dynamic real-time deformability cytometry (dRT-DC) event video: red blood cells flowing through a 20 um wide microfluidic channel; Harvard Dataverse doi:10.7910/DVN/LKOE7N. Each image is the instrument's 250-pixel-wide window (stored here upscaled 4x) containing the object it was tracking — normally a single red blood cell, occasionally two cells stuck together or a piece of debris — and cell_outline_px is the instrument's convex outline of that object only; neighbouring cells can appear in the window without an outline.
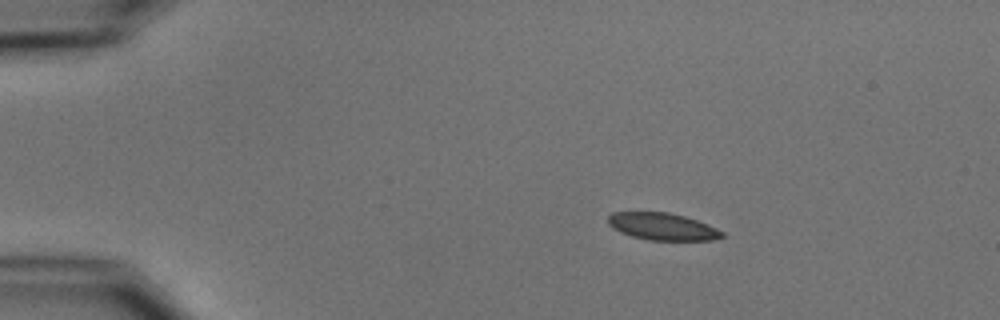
{"species": "common noctule bat (a hibernating species)", "species_latin": "Nyctalus noctula", "temperature_condition": "cold", "stored_images_in_passage": 4, "camera_frame_rate_fps": 3000, "um_per_image_px": 0.085, "animal": {"sex": "male", "body_mass_g": 15.6}, "frame": {"image": 1, "passage_image": 1, "time_ms": 0.0, "image_size_px": [1000, 320], "cell_outline_px": [[724, 236], [712, 240], [648, 240], [632, 236], [620, 232], [612, 228], [608, 224], [608, 216], [612, 212], [668, 212], [684, 216], [696, 220], [716, 228], [724, 232]], "centroid_in_image_um": [56.28, 19.25], "position_along_channel_um": 28.7, "area_um2": 17.98}}
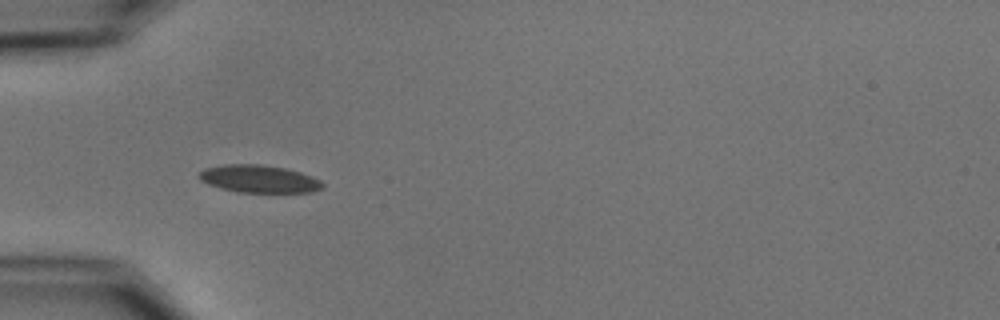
{"frame": {"image": 2, "passage_image": 3, "time_ms": 2.667, "image_size_px": [1000, 320], "cell_outline_px": [[324, 188], [312, 192], [236, 192], [220, 188], [208, 184], [200, 180], [196, 176], [204, 168], [224, 164], [260, 164], [284, 168], [300, 172], [312, 176], [320, 180], [324, 184]], "centroid_in_image_um": [22.0, 15.2], "position_along_channel_um": 63.0, "area_um2": 20.0}}